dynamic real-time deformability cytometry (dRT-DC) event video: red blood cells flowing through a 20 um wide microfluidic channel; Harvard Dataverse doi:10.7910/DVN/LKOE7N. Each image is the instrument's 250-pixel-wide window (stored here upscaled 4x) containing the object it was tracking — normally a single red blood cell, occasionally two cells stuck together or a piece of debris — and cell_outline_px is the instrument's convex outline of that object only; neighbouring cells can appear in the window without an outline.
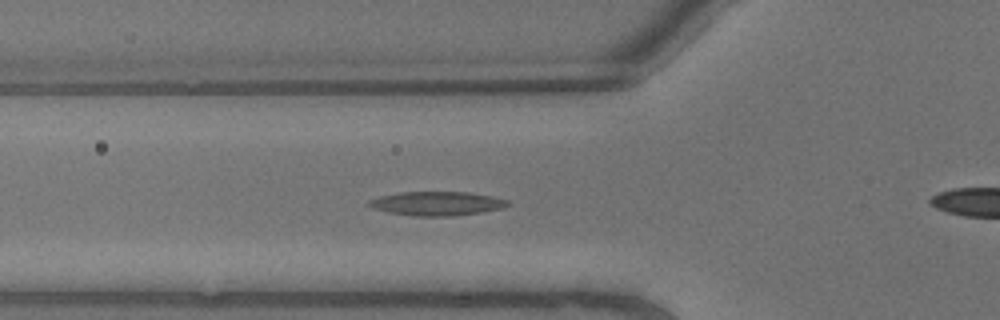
{"species": "common noctule bat (a hibernating species)", "species_latin": "Nyctalus noctula", "temperature_condition": "warm", "stored_images_in_passage": 8, "camera_frame_rate_fps": 3000, "um_per_image_px": 0.085, "animal": {"sex": "male", "body_mass_g": 13.3}, "frame": {"image": 1, "passage_image": 8, "time_ms": 2.333, "image_size_px": [1000, 320], "cell_outline_px": [[512, 204], [504, 208], [480, 212], [452, 216], [412, 216], [388, 212], [372, 208], [364, 204], [368, 200], [380, 196], [400, 192], [468, 192], [492, 196], [508, 200]], "centroid_in_image_um": [37.12, 17.3], "position_along_channel_um": 88.7, "area_um2": 19.59}}